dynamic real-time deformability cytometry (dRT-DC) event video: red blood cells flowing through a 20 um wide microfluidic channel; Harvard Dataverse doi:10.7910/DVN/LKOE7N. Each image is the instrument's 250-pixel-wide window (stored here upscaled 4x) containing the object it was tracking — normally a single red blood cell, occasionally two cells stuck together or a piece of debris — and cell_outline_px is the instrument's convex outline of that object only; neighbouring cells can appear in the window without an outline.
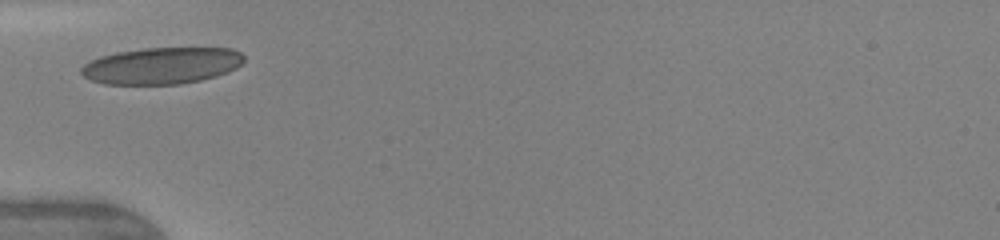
{"species": "human", "species_latin": "Homo sapiens", "temperature_condition": "warm", "stored_images_in_passage": 34, "camera_frame_rate_fps": 3000, "um_per_image_px": 0.085, "donor": {"sex": "female"}, "frame": {"image": 1, "passage_image": 1, "time_ms": 0.0, "image_size_px": [1000, 240], "cell_outline_px": [[244, 60], [236, 68], [228, 72], [216, 76], [200, 80], [180, 84], [104, 84], [92, 80], [84, 76], [80, 72], [80, 68], [84, 64], [100, 56], [116, 52], [144, 48], [232, 48], [240, 52], [244, 56]], "centroid_in_image_um": [13.74, 5.58], "position_along_channel_um": 71.3, "area_um2": 34.74}, "authors_computed_cell_mechanics": {"area_um2": 32.9749, "velocity_mm_per_s": 4.2348, "shape_relaxation_time_tau1_ms": 2.9617, "shape_relaxation_time_tau2_ms": 3.5656, "deformation_change_tau1": 0.0942, "deformation_change_tau2": 0.0832}}